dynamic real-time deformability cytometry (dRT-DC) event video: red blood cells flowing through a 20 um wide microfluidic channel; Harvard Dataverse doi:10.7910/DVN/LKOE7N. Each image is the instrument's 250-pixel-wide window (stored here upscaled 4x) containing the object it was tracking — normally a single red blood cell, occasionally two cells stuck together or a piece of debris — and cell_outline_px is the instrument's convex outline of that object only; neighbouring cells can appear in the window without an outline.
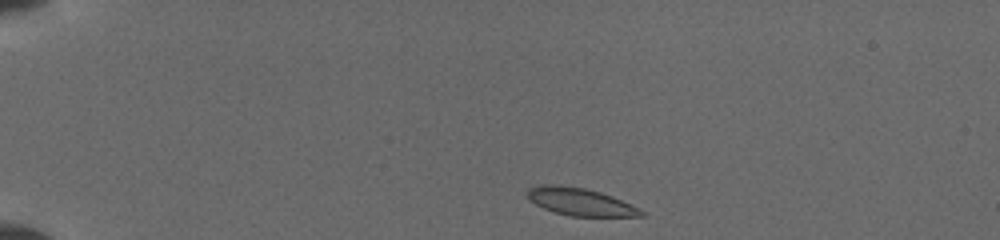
{"species": "common noctule bat (a hibernating species)", "species_latin": "Nyctalus noctula", "temperature_condition": "cold", "stored_images_in_passage": 9, "camera_frame_rate_fps": 3000, "um_per_image_px": 0.085, "animal": {"sex": "female", "body_mass_g": 19.5, "forearm_length_mm": 54.1}, "frame": {"image": 1, "passage_image": 1, "time_ms": 0.0, "image_size_px": [1000, 240], "cell_outline_px": [[644, 216], [572, 216], [556, 212], [544, 208], [528, 200], [528, 188], [540, 184], [552, 184], [584, 188], [600, 192], [612, 196], [640, 208], [644, 212]], "centroid_in_image_um": [49.32, 17.14], "position_along_channel_um": 35.7, "area_um2": 18.09}}
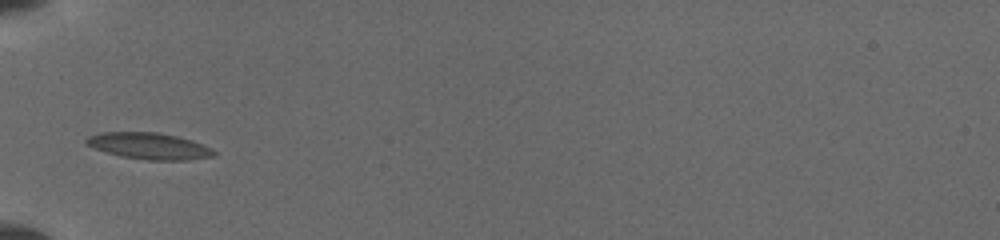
{"frame": {"image": 2, "passage_image": 7, "time_ms": 2.667, "image_size_px": [1000, 240], "cell_outline_px": [[216, 156], [188, 160], [148, 160], [120, 156], [84, 144], [84, 140], [88, 136], [100, 132], [156, 132], [176, 136], [192, 140], [204, 144], [212, 148], [216, 152]], "centroid_in_image_um": [12.7, 12.41], "position_along_channel_um": 72.3, "area_um2": 19.77}}